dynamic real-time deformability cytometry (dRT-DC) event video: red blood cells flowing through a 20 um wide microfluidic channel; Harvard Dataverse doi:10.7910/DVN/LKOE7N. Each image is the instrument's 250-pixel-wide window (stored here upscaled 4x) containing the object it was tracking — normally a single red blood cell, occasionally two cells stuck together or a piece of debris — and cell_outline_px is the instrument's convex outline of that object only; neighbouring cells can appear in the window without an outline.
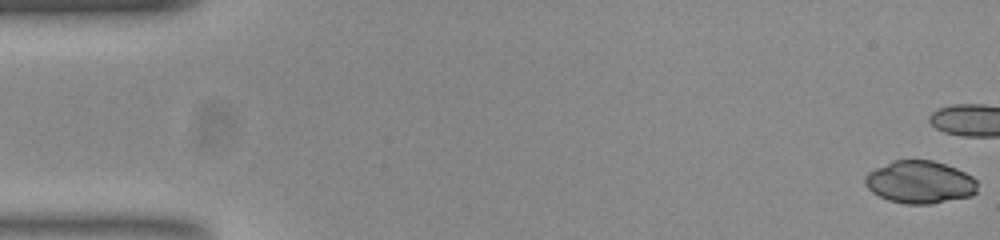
{"species": "common noctule bat (a hibernating species)", "species_latin": "Nyctalus noctula", "temperature_condition": "room temperature", "stored_images_in_passage": 13, "camera_frame_rate_fps": 3000, "um_per_image_px": 0.085, "animal": {"sex": "female", "body_mass_g": 23.0, "forearm_length_mm": 53.4}, "frame": {"image": 1, "passage_image": 1, "time_ms": 0.0, "image_size_px": [1000, 240], "cell_outline_px": [[976, 192], [972, 196], [932, 204], [904, 204], [888, 200], [872, 192], [864, 184], [864, 176], [868, 172], [892, 160], [932, 160], [956, 168], [972, 176], [976, 180]], "centroid_in_image_um": [78.17, 15.49], "position_along_channel_um": 6.8, "area_um2": 28.03}}